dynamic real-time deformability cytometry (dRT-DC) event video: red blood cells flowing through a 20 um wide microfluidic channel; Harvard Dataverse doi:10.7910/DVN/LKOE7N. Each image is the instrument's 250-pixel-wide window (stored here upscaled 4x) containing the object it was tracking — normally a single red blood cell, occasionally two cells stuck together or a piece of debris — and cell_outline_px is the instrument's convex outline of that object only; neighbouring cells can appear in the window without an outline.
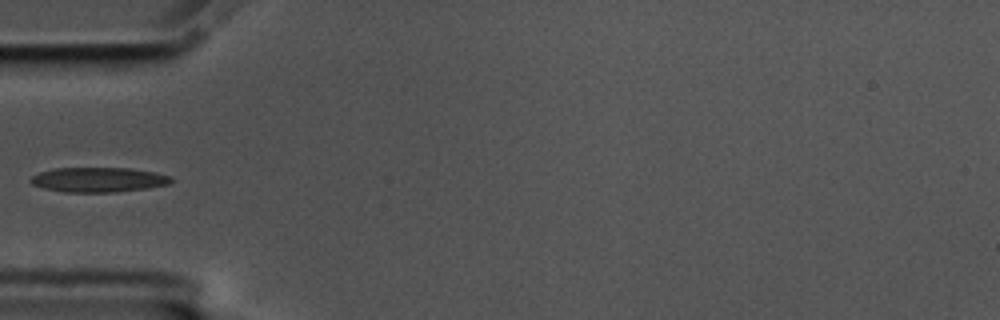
{"species": "common noctule bat (a hibernating species)", "species_latin": "Nyctalus noctula", "temperature_condition": "cold", "stored_images_in_passage": 6, "camera_frame_rate_fps": 3000, "um_per_image_px": 0.085, "animal": {"sex": "male", "body_mass_g": 17.5, "forearm_length_mm": 52.3}, "frame": {"image": 1, "passage_image": 6, "time_ms": 1.667, "image_size_px": [1000, 320], "cell_outline_px": [[172, 180], [168, 184], [148, 188], [116, 192], [64, 192], [44, 188], [32, 184], [28, 180], [32, 176], [40, 172], [52, 168], [128, 168], [156, 172], [172, 176]], "centroid_in_image_um": [8.36, 15.27], "position_along_channel_um": 76.6, "area_um2": 20.35}}